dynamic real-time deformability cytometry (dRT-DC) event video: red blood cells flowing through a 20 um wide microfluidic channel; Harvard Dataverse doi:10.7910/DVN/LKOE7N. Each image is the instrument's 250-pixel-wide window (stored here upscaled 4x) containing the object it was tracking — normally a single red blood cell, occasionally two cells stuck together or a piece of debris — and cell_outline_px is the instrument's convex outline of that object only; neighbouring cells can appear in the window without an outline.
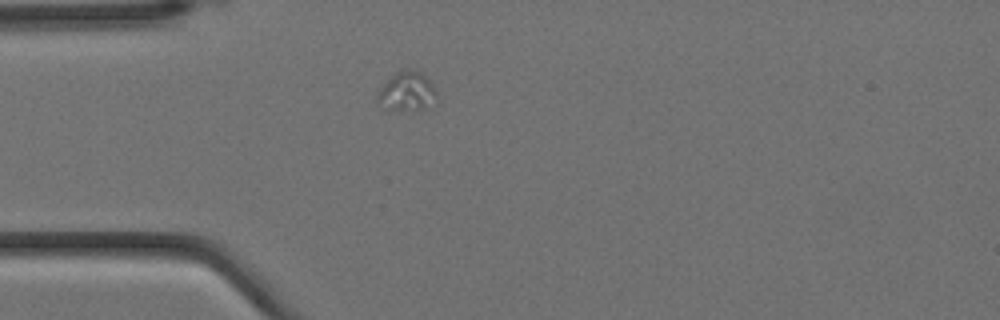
{"species": "Egyptian fruit bat (a non-hibernating species)", "species_latin": "Rousettus aegyptiacus", "temperature_condition": "cold", "stored_images_in_passage": 1, "camera_frame_rate_fps": 3000, "um_per_image_px": 0.085, "animal": {"sex": "female"}, "frame": {"image": 1, "passage_image": 1, "time_ms": 0.0, "image_size_px": [1000, 320], "cell_outline_px": [[436, 104], [424, 108], [388, 112], [376, 104], [376, 92], [396, 72], [404, 68], [412, 68], [428, 76], [436, 88]], "centroid_in_image_um": [34.57, 7.79], "position_along_channel_um": 50.4, "area_um2": 14.28}}